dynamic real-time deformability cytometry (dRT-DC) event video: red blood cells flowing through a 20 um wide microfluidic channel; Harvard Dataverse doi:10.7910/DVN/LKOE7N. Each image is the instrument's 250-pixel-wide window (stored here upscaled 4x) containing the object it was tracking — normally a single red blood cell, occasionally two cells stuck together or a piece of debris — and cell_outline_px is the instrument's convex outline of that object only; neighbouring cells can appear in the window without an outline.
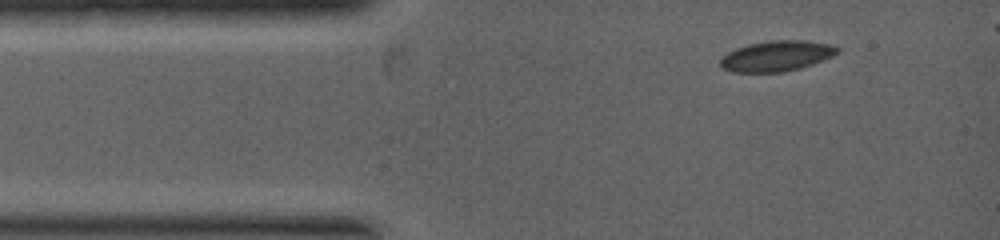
{"species": "common noctule bat (a hibernating species)", "species_latin": "Nyctalus noctula", "temperature_condition": "warm", "stored_images_in_passage": 2, "camera_frame_rate_fps": 5000, "um_per_image_px": 0.085, "animal": {"sex": "female", "body_mass_g": 19.0, "forearm_length_mm": 53.3}, "frame": {"image": 1, "passage_image": 1, "time_ms": 0.0, "image_size_px": [1000, 240], "cell_outline_px": [[840, 48], [832, 56], [812, 64], [800, 68], [784, 72], [732, 72], [724, 68], [720, 64], [720, 60], [728, 52], [736, 48], [748, 44], [772, 40], [804, 40], [828, 44]], "centroid_in_image_um": [65.99, 4.76], "position_along_channel_um": 19.0, "area_um2": 20.58}}
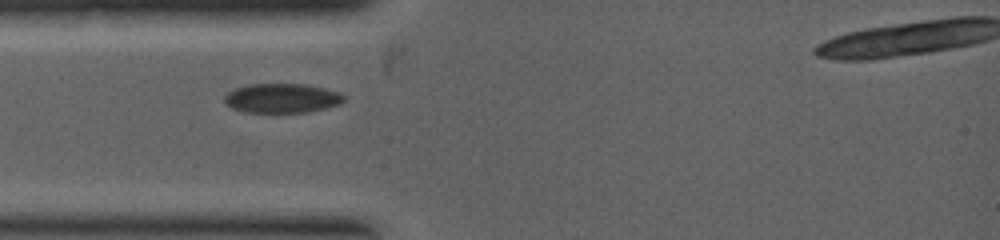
{"frame": {"image": 2, "passage_image": 2, "time_ms": 1.2, "image_size_px": [1000, 240], "cell_outline_px": [[344, 100], [340, 104], [308, 112], [244, 112], [232, 108], [224, 104], [224, 96], [228, 92], [236, 88], [252, 84], [304, 84], [324, 88], [340, 92], [344, 96]], "centroid_in_image_um": [23.95, 8.35], "position_along_channel_um": 61.1, "area_um2": 20.4}}